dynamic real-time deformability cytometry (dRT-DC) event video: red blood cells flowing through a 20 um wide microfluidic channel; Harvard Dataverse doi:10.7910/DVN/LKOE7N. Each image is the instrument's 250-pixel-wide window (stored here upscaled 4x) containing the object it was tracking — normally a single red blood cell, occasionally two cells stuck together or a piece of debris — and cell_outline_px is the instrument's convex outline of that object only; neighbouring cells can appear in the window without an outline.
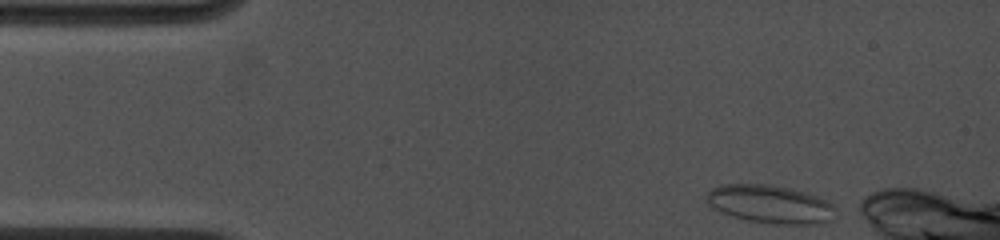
{"species": "common noctule bat (a hibernating species)", "species_latin": "Nyctalus noctula", "temperature_condition": "cold", "stored_images_in_passage": 27, "camera_frame_rate_fps": 4500, "um_per_image_px": 0.085, "animal": {"sex": "female", "body_mass_g": 19.0, "forearm_length_mm": 53.3}, "frame": {"image": 1, "passage_image": 1, "time_ms": 0.0, "image_size_px": [1000, 240], "cell_outline_px": [[840, 208], [836, 216], [832, 220], [824, 224], [772, 224], [748, 220], [732, 216], [720, 212], [712, 208], [704, 200], [704, 196], [712, 188], [720, 184], [768, 184], [788, 188], [804, 192], [828, 200]], "centroid_in_image_um": [65.51, 17.37], "position_along_channel_um": 19.5, "area_um2": 29.42}}
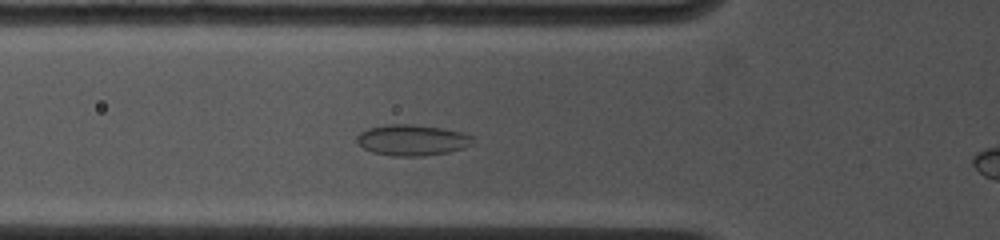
{"frame": {"image": 2, "passage_image": 15, "time_ms": 3.778, "image_size_px": [1000, 240], "cell_outline_px": [[472, 144], [464, 148], [448, 152], [424, 156], [392, 156], [372, 152], [364, 148], [356, 140], [356, 136], [360, 132], [368, 128], [388, 124], [412, 124], [444, 128], [460, 132], [472, 136]], "centroid_in_image_um": [35.02, 11.91], "position_along_channel_um": 90.8, "area_um2": 20.92}}
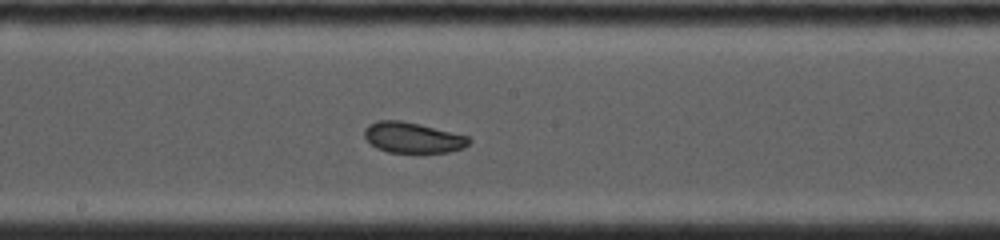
{"frame": {"image": 3, "passage_image": 27, "time_ms": 6.889, "image_size_px": [1000, 240], "cell_outline_px": [[472, 140], [464, 148], [448, 152], [388, 152], [376, 148], [364, 136], [364, 128], [368, 124], [376, 120], [400, 120], [420, 124], [468, 136]], "centroid_in_image_um": [35.07, 11.69], "position_along_channel_um": 213.1, "area_um2": 18.67}}